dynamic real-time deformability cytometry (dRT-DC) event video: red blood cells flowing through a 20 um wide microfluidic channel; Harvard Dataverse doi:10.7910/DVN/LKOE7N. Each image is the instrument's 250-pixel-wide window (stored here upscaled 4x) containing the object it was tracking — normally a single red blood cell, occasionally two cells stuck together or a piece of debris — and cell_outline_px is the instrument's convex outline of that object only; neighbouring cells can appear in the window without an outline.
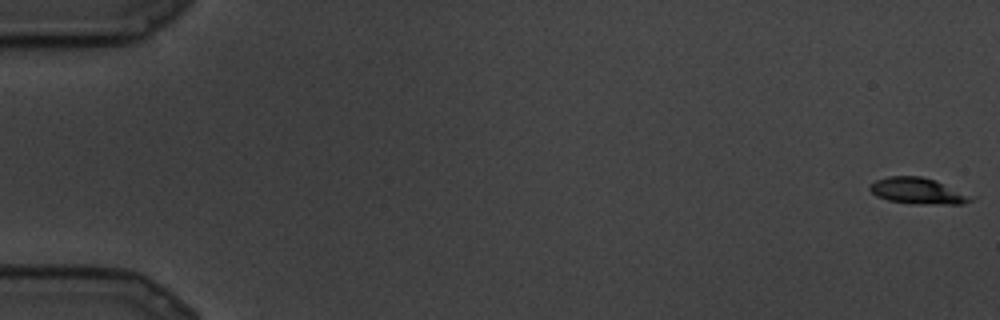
{"species": "common noctule bat (a hibernating species)", "species_latin": "Nyctalus noctula", "temperature_condition": "cold", "stored_images_in_passage": 26, "camera_frame_rate_fps": 3000, "um_per_image_px": 0.085, "animal": {"sex": "male", "body_mass_g": 19.5, "forearm_length_mm": 54.6}, "frame": {"image": 1, "passage_image": 1, "time_ms": 0.0, "image_size_px": [1000, 320], "cell_outline_px": [[976, 196], [972, 200], [964, 204], [912, 204], [888, 200], [876, 196], [868, 188], [868, 184], [876, 180], [888, 176], [920, 176], [936, 180]], "centroid_in_image_um": [78.05, 16.23], "position_along_channel_um": 7.0, "area_um2": 15.78}}
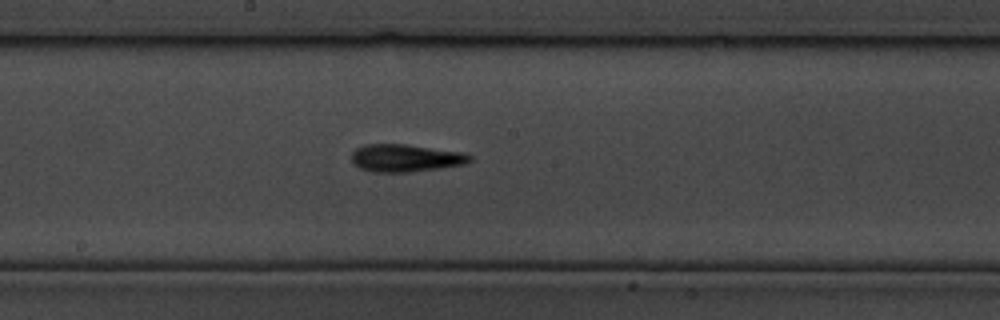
{"frame": {"image": 2, "passage_image": 15, "time_ms": 4.667, "image_size_px": [1000, 320], "cell_outline_px": [[472, 160], [464, 164], [440, 168], [408, 172], [372, 172], [360, 168], [352, 164], [352, 152], [356, 148], [364, 144], [404, 144], [464, 152], [472, 156]], "centroid_in_image_um": [34.45, 13.43], "position_along_channel_um": 213.7, "area_um2": 19.07}}
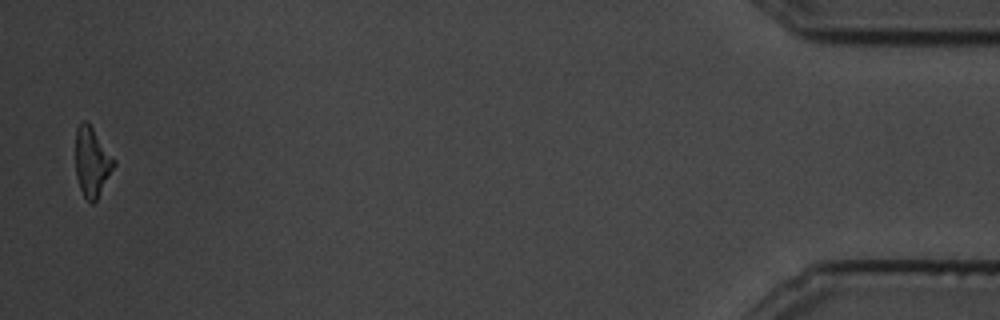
{"frame": {"image": 3, "passage_image": 26, "time_ms": 8.333, "image_size_px": [1000, 320], "cell_outline_px": [[116, 164], [96, 200], [92, 204], [84, 196], [80, 188], [76, 176], [76, 128], [80, 120], [88, 120], [116, 160]], "centroid_in_image_um": [7.82, 13.7], "position_along_channel_um": 427.4, "area_um2": 15.66}}